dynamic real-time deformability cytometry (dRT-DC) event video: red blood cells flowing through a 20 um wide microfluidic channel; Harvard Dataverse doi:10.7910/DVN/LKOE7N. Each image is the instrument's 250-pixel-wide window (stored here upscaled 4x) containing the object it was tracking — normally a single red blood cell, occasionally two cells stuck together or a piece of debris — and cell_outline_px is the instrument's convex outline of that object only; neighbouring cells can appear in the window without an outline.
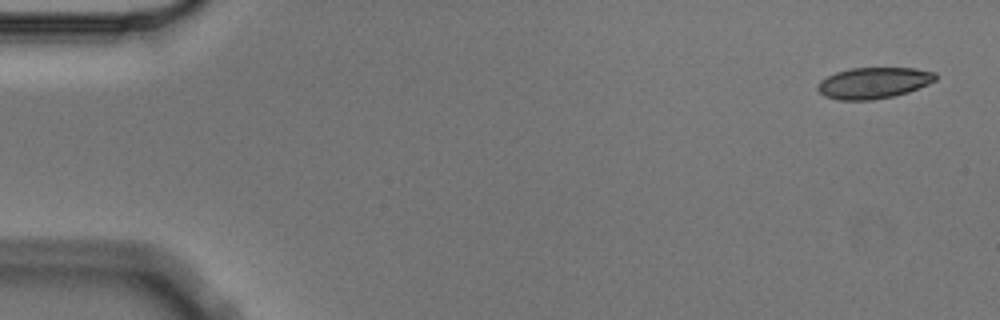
{"species": "Egyptian fruit bat (a non-hibernating species)", "species_latin": "Rousettus aegyptiacus", "temperature_condition": "cold", "stored_images_in_passage": 5, "camera_frame_rate_fps": 3000, "um_per_image_px": 0.085, "animal": {"sex": "male"}, "frame": {"image": 1, "passage_image": 1, "time_ms": 0.0, "image_size_px": [1000, 320], "cell_outline_px": [[936, 80], [928, 84], [908, 92], [892, 96], [872, 100], [840, 100], [824, 96], [816, 88], [816, 84], [820, 80], [836, 72], [852, 68], [916, 68], [936, 72]], "centroid_in_image_um": [74.24, 7.04], "position_along_channel_um": 10.8, "area_um2": 21.44}}
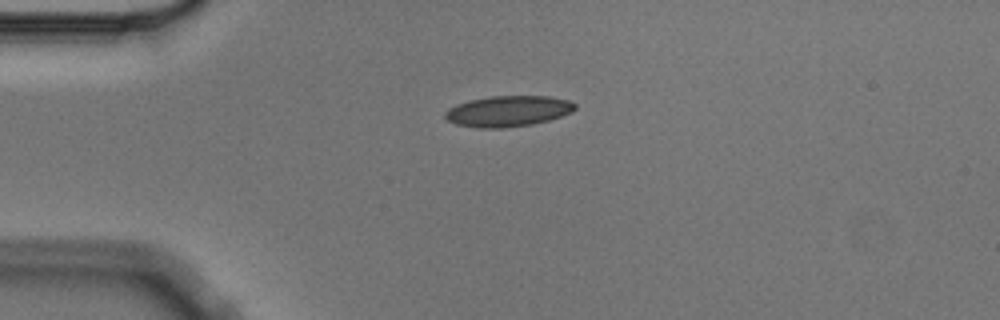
{"frame": {"image": 2, "passage_image": 4, "time_ms": 1.0, "image_size_px": [1000, 320], "cell_outline_px": [[576, 108], [572, 112], [548, 120], [532, 124], [504, 128], [476, 128], [456, 124], [448, 120], [444, 116], [444, 112], [448, 108], [456, 104], [468, 100], [488, 96], [548, 96], [568, 100], [576, 104]], "centroid_in_image_um": [43.15, 9.44], "position_along_channel_um": 41.9, "area_um2": 23.47}}